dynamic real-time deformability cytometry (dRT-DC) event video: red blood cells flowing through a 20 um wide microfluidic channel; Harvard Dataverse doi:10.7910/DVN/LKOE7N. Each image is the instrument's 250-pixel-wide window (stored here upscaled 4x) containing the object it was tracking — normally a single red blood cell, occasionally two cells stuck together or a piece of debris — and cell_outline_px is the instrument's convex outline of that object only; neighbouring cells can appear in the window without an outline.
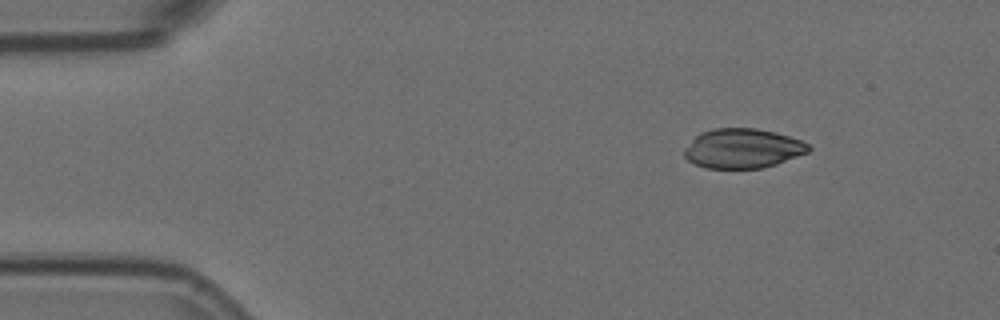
{"species": "Egyptian fruit bat (a non-hibernating species)", "species_latin": "Rousettus aegyptiacus", "temperature_condition": "room temperature", "stored_images_in_passage": 8, "camera_frame_rate_fps": 3000, "um_per_image_px": 0.085, "animal": {"sex": "female"}, "frame": {"image": 1, "passage_image": 1, "time_ms": 0.0, "image_size_px": [1000, 320], "cell_outline_px": [[812, 148], [808, 152], [776, 164], [764, 168], [704, 168], [688, 160], [684, 156], [684, 148], [700, 132], [712, 128], [756, 128], [776, 132], [800, 140], [808, 144]], "centroid_in_image_um": [63.12, 12.61], "position_along_channel_um": 21.9, "area_um2": 28.67}}
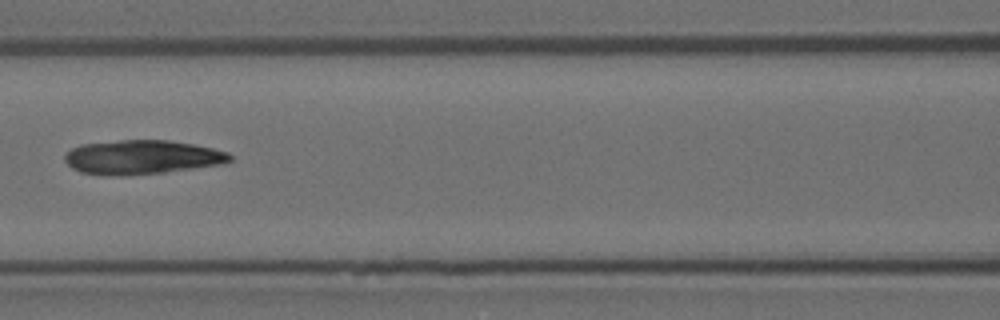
{"frame": {"image": 2, "passage_image": 5, "time_ms": 1.333, "image_size_px": [1000, 320], "cell_outline_px": [[232, 160], [220, 164], [164, 172], [80, 172], [72, 168], [64, 160], [64, 156], [72, 148], [80, 144], [120, 140], [168, 140], [192, 144], [212, 148], [228, 152], [232, 156]], "centroid_in_image_um": [12.11, 13.3], "position_along_channel_um": 154.5, "area_um2": 31.39}}
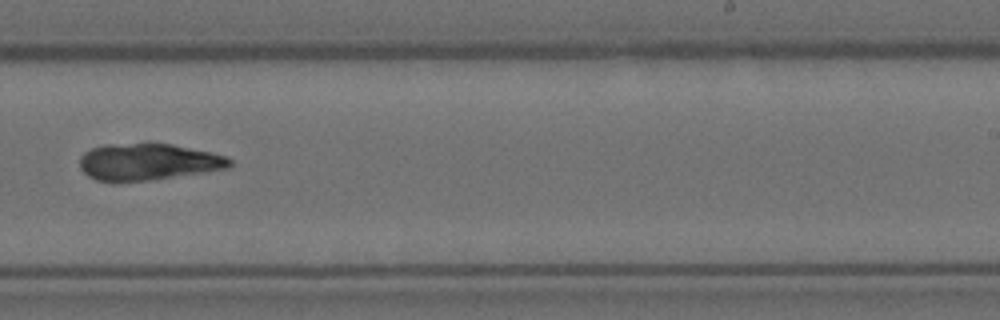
{"frame": {"image": 3, "passage_image": 8, "time_ms": 2.333, "image_size_px": [1000, 320], "cell_outline_px": [[232, 164], [228, 168], [148, 180], [96, 180], [88, 176], [80, 168], [80, 156], [84, 152], [92, 148], [104, 144], [172, 144], [228, 156], [232, 160]], "centroid_in_image_um": [12.58, 13.74], "position_along_channel_um": 276.4, "area_um2": 31.44}}